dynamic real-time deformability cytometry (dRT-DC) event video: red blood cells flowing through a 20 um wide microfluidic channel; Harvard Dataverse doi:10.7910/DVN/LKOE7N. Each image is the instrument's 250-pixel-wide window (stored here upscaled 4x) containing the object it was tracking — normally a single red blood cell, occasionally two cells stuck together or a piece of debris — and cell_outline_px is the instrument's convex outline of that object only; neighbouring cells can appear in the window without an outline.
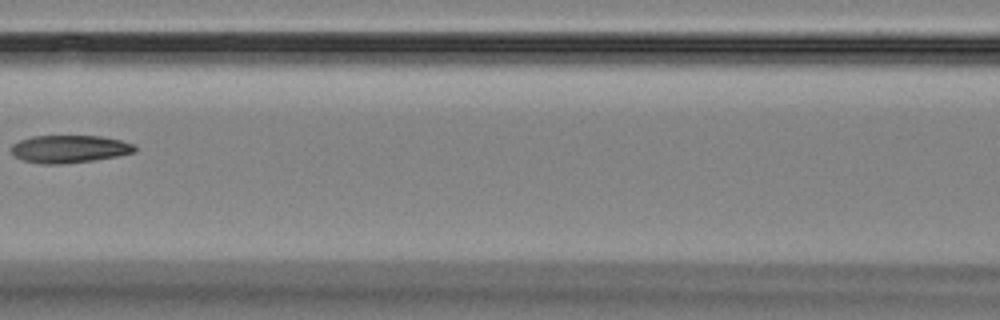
{"species": "Egyptian fruit bat (a non-hibernating species)", "species_latin": "Rousettus aegyptiacus", "temperature_condition": "room temperature", "stored_images_in_passage": 4, "camera_frame_rate_fps": 3000, "um_per_image_px": 0.085, "animal": {"sex": "female"}, "frame": {"image": 1, "passage_image": 3, "time_ms": 2.333, "image_size_px": [1000, 320], "cell_outline_px": [[136, 152], [116, 156], [92, 160], [60, 164], [40, 164], [24, 160], [16, 156], [12, 152], [12, 144], [20, 140], [32, 136], [100, 136], [120, 140], [132, 144], [136, 148]], "centroid_in_image_um": [5.89, 12.66], "position_along_channel_um": 160.7, "area_um2": 19.65}}
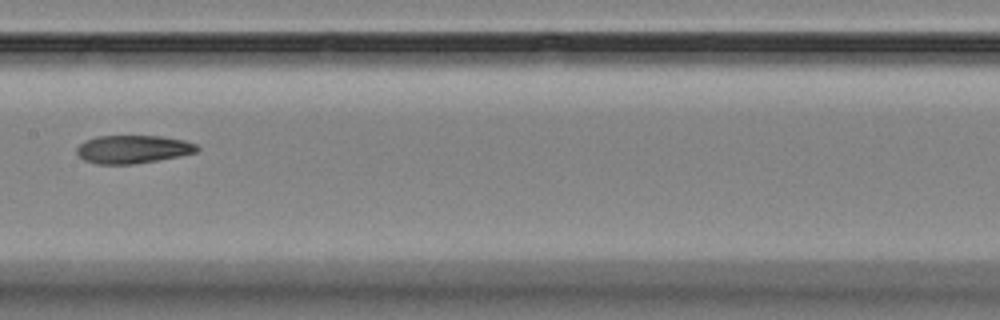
{"frame": {"image": 2, "passage_image": 4, "time_ms": 3.333, "image_size_px": [1000, 320], "cell_outline_px": [[200, 148], [196, 152], [180, 156], [132, 164], [96, 164], [84, 160], [76, 152], [76, 148], [84, 140], [96, 136], [160, 136], [184, 140], [196, 144]], "centroid_in_image_um": [11.28, 12.68], "position_along_channel_um": 196.1, "area_um2": 19.71}}